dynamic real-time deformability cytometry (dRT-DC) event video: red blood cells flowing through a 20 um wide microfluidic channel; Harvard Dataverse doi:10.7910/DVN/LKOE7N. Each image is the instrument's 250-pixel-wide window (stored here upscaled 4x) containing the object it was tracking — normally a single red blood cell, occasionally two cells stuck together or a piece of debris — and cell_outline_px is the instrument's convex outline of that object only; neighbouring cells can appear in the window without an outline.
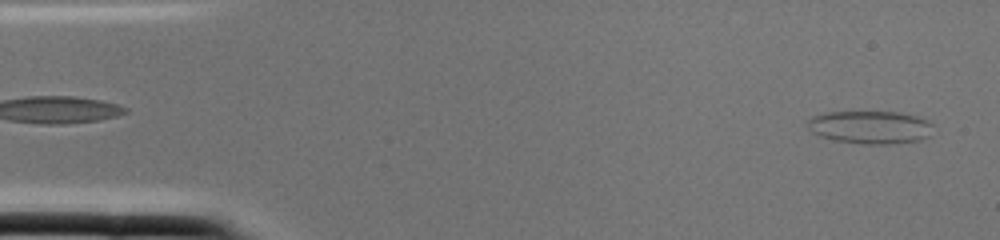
{"species": "common noctule bat (a hibernating species)", "species_latin": "Nyctalus noctula", "temperature_condition": "cold", "stored_images_in_passage": 2, "camera_frame_rate_fps": 3000, "um_per_image_px": 0.085, "animal": {"sex": "female", "body_mass_g": 22.0, "forearm_length_mm": 56.7}, "frame": {"image": 1, "passage_image": 2, "time_ms": 0.333, "image_size_px": [1000, 240], "cell_outline_px": [[932, 124], [928, 136], [920, 140], [888, 144], [860, 144], [836, 140], [820, 136], [812, 132], [808, 128], [808, 120], [812, 116], [824, 112], [900, 112], [916, 116], [928, 120]], "centroid_in_image_um": [73.95, 10.81], "position_along_channel_um": 11.1, "area_um2": 24.04}}